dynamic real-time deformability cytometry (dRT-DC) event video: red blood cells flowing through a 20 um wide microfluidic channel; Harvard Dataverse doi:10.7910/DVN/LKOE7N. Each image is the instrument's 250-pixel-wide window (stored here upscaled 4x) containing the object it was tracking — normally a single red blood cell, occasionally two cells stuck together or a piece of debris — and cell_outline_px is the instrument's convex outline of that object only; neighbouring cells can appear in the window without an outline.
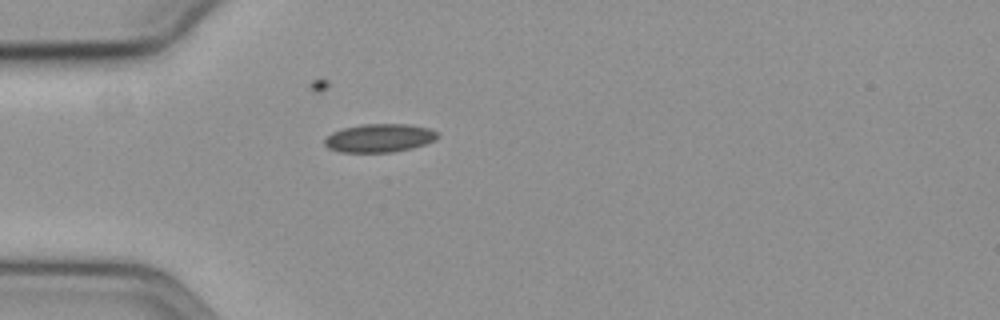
{"species": "common noctule bat (a hibernating species)", "species_latin": "Nyctalus noctula", "temperature_condition": "cold", "stored_images_in_passage": 43, "camera_frame_rate_fps": 3000, "um_per_image_px": 0.085, "animal": {"sex": "female", "body_mass_g": 19.3, "forearm_length_mm": 54.1}, "frame": {"image": 1, "passage_image": 1, "time_ms": 0.0, "image_size_px": [1000, 320], "cell_outline_px": [[440, 136], [436, 140], [412, 148], [392, 152], [340, 152], [328, 148], [324, 144], [324, 140], [332, 132], [344, 128], [360, 124], [408, 124], [428, 128], [436, 132]], "centroid_in_image_um": [32.25, 11.73], "position_along_channel_um": 52.8, "area_um2": 18.67}}
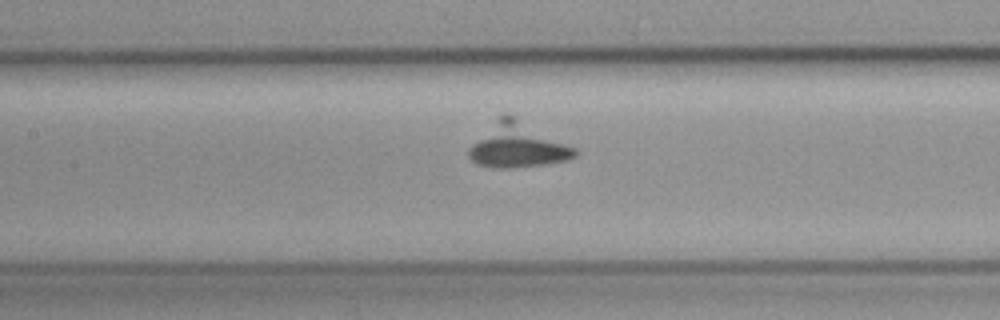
{"frame": {"image": 2, "passage_image": 11, "time_ms": 3.333, "image_size_px": [1000, 320], "cell_outline_px": [[576, 156], [568, 160], [544, 164], [508, 168], [500, 168], [476, 164], [468, 156], [468, 148], [500, 116], [508, 112], [576, 148]], "centroid_in_image_um": [44.01, 12.35], "position_along_channel_um": 163.4, "area_um2": 27.17}}
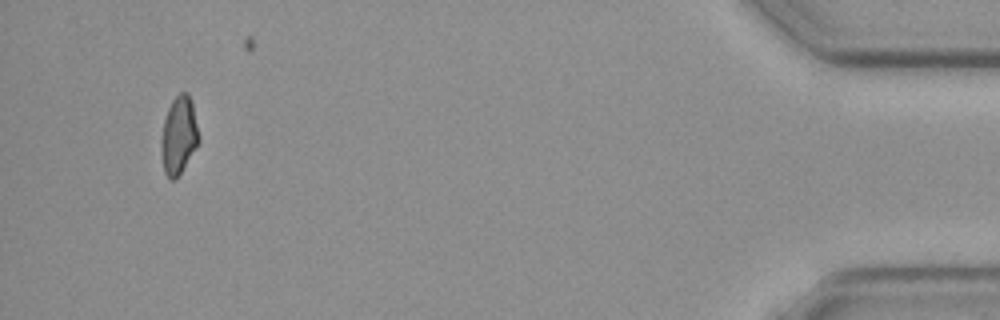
{"frame": {"image": 3, "passage_image": 39, "time_ms": 12.667, "image_size_px": [1000, 320], "cell_outline_px": [[200, 140], [176, 180], [168, 180], [164, 172], [160, 148], [164, 120], [168, 108], [172, 100], [180, 92], [188, 92], [192, 100], [200, 136]], "centroid_in_image_um": [15.2, 11.5], "position_along_channel_um": 420.0, "area_um2": 17.22}}